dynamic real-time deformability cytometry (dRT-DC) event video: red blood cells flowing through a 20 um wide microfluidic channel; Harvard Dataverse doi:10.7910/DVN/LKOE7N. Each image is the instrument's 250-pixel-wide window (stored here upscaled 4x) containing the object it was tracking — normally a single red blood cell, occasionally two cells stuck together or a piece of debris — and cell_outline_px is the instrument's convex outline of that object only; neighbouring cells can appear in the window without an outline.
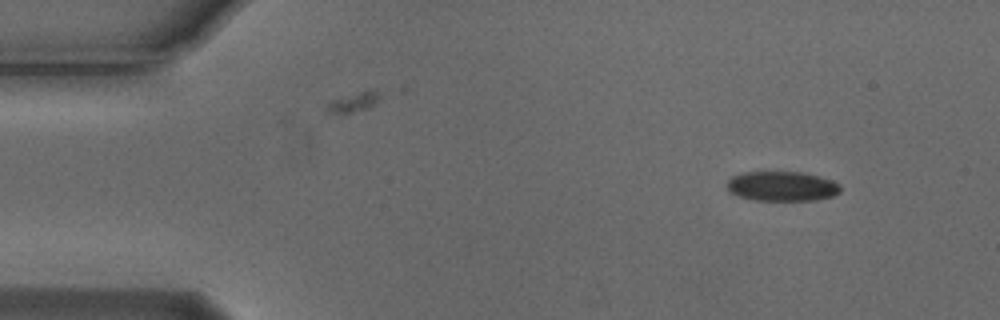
{"species": "Egyptian fruit bat (a non-hibernating species)", "species_latin": "Rousettus aegyptiacus", "temperature_condition": "cold", "stored_images_in_passage": 2, "camera_frame_rate_fps": 3000, "um_per_image_px": 0.085, "animal": {"sex": "male"}, "frame": {"image": 1, "passage_image": 2, "time_ms": 0.333, "image_size_px": [1000, 320], "cell_outline_px": [[840, 192], [832, 196], [816, 200], [756, 200], [740, 196], [732, 192], [728, 188], [728, 180], [732, 176], [744, 172], [800, 172], [820, 176], [832, 180], [840, 184]], "centroid_in_image_um": [66.51, 15.82], "position_along_channel_um": 18.5, "area_um2": 19.48}}